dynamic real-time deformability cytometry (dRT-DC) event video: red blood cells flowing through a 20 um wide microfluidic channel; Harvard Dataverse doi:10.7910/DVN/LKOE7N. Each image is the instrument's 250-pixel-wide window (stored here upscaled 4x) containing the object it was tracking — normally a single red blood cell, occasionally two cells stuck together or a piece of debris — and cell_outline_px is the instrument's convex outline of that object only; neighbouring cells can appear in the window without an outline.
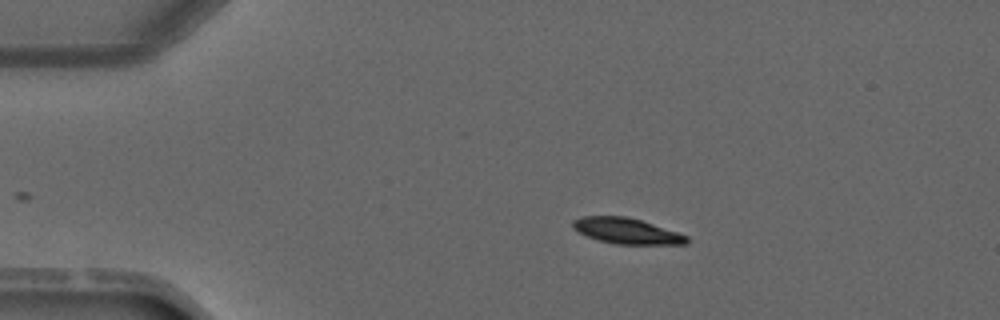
{"species": "common noctule bat (a hibernating species)", "species_latin": "Nyctalus noctula", "temperature_condition": "warm", "stored_images_in_passage": 2, "camera_frame_rate_fps": 3000, "um_per_image_px": 0.085, "animal": {"sex": "male", "forearm_length_mm": 52.5}, "frame": {"image": 1, "passage_image": 1, "time_ms": 0.0, "image_size_px": [1000, 320], "cell_outline_px": [[688, 244], [616, 244], [600, 240], [588, 236], [572, 228], [572, 220], [584, 216], [628, 216], [688, 236]], "centroid_in_image_um": [53.25, 19.62], "position_along_channel_um": 31.8, "area_um2": 16.82}}